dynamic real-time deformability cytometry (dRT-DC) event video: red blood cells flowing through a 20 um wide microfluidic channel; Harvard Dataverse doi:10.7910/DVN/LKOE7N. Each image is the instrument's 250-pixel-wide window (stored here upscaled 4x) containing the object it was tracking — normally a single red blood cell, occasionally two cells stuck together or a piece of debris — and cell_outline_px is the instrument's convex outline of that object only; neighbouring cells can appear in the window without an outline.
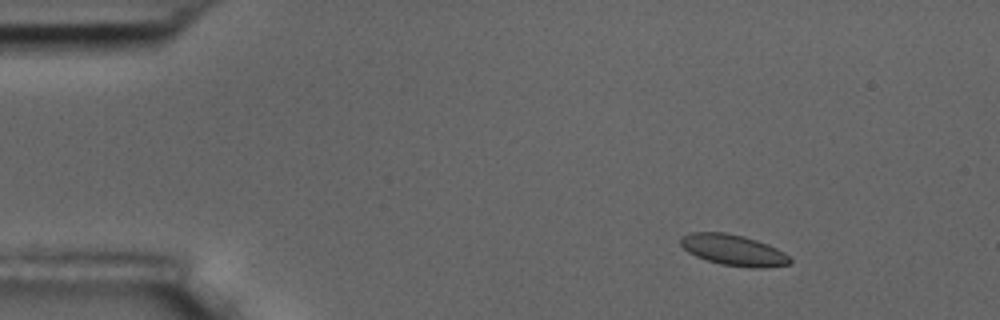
{"species": "common noctule bat (a hibernating species)", "species_latin": "Nyctalus noctula", "temperature_condition": "room temperature", "stored_images_in_passage": 50, "camera_frame_rate_fps": 3000, "um_per_image_px": 0.085, "animal": {"sex": "male", "body_mass_g": 17.5, "forearm_length_mm": 52.3}, "frame": {"image": 1, "passage_image": 1, "time_ms": 0.0, "image_size_px": [1000, 320], "cell_outline_px": [[792, 260], [788, 264], [760, 268], [748, 268], [720, 264], [696, 256], [688, 252], [680, 244], [680, 236], [688, 232], [724, 232], [744, 236], [768, 244], [784, 252]], "centroid_in_image_um": [62.31, 21.25], "position_along_channel_um": 22.7, "area_um2": 19.77}}
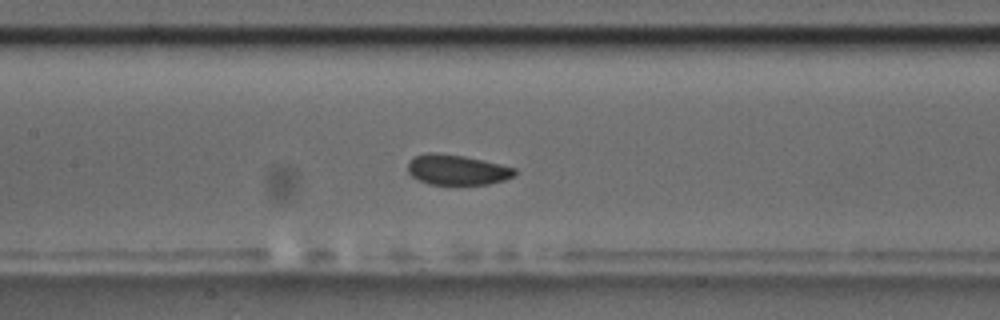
{"frame": {"image": 2, "passage_image": 20, "time_ms": 6.333, "image_size_px": [1000, 320], "cell_outline_px": [[516, 176], [504, 180], [488, 184], [428, 184], [412, 176], [408, 172], [408, 160], [424, 152], [432, 152], [464, 156], [484, 160], [516, 168]], "centroid_in_image_um": [38.85, 14.42], "position_along_channel_um": 168.5, "area_um2": 18.9}}
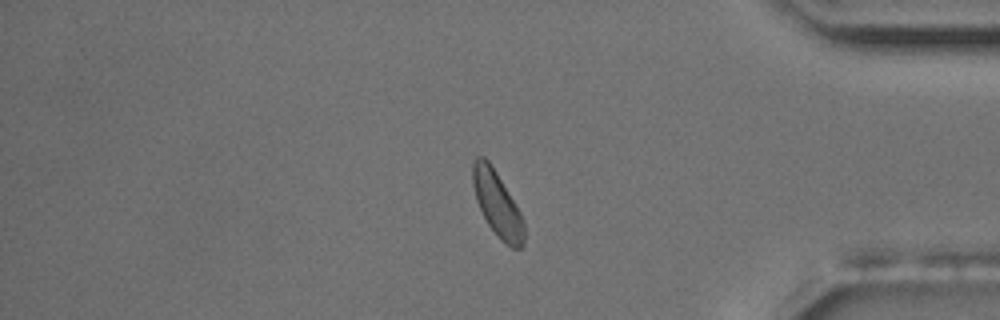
{"frame": {"image": 3, "passage_image": 41, "time_ms": 13.333, "image_size_px": [1000, 320], "cell_outline_px": [[524, 244], [520, 248], [512, 248], [500, 240], [488, 224], [476, 200], [472, 184], [472, 164], [476, 156], [484, 156], [488, 160], [496, 172], [520, 212], [524, 220]], "centroid_in_image_um": [42.26, 17.34], "position_along_channel_um": 392.9, "area_um2": 19.31}, "authors_computed_cell_mechanics": {"area_um2": 19.5364, "velocity_mm_per_s": 3.5653, "shape_relaxation_time_tau1_ms": 1.7633, "shape_relaxation_time_tau2_ms": 0.7995, "deformation_change_tau1": 0.0441, "deformation_change_tau2": 0.0563}}